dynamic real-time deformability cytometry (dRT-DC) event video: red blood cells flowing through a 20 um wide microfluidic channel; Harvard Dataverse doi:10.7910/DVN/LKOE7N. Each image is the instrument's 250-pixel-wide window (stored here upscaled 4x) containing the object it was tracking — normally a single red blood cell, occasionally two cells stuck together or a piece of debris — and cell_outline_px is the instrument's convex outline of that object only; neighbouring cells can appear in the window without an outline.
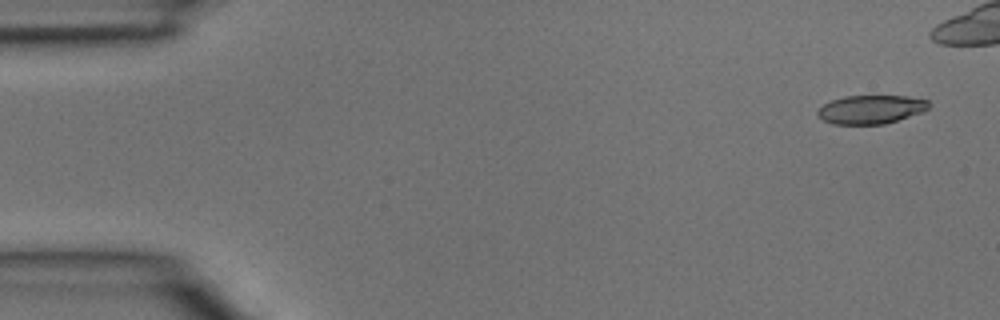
{"species": "common noctule bat (a hibernating species)", "species_latin": "Nyctalus noctula", "temperature_condition": "room temperature", "stored_images_in_passage": 7, "camera_frame_rate_fps": 3000, "um_per_image_px": 0.085, "animal": {"sex": "male", "body_mass_g": 15.6}, "frame": {"image": 1, "passage_image": 1, "time_ms": 0.0, "image_size_px": [1000, 320], "cell_outline_px": [[928, 108], [920, 112], [884, 124], [832, 124], [824, 120], [816, 112], [824, 104], [832, 100], [844, 96], [904, 96], [928, 100]], "centroid_in_image_um": [73.99, 9.3], "position_along_channel_um": 11.0, "area_um2": 18.15}}